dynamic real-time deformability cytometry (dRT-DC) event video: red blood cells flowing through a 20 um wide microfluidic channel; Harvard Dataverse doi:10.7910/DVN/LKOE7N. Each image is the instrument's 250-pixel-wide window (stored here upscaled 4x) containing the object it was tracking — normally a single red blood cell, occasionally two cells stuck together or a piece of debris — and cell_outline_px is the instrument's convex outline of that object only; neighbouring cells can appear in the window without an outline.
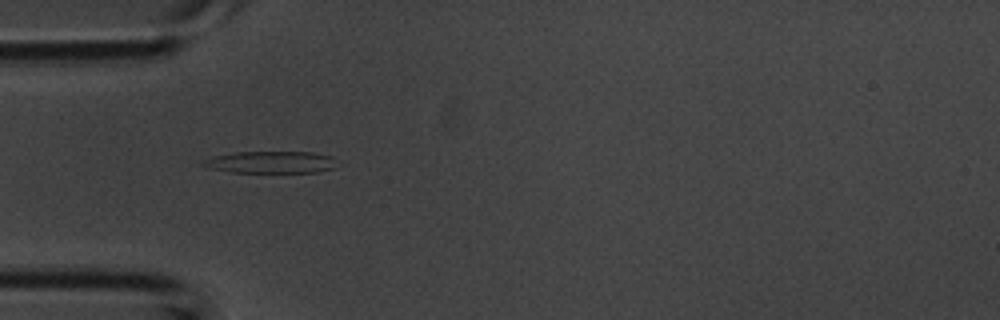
{"species": "common noctule bat (a hibernating species)", "species_latin": "Nyctalus noctula", "temperature_condition": "room temperature", "stored_images_in_passage": 28, "camera_frame_rate_fps": 3000, "um_per_image_px": 0.085, "animal": {"sex": "male", "body_mass_g": 20.1, "forearm_length_mm": 53.5}, "frame": {"image": 1, "passage_image": 1, "time_ms": 0.0, "image_size_px": [1000, 320], "cell_outline_px": [[336, 168], [320, 172], [232, 172], [212, 168], [200, 164], [204, 160], [212, 156], [236, 152], [312, 152], [332, 156]], "centroid_in_image_um": [23.05, 13.78], "position_along_channel_um": 62.0, "area_um2": 17.05}}
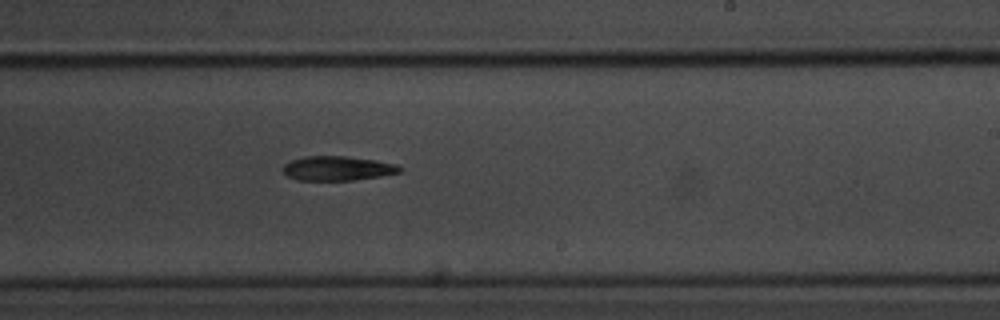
{"frame": {"image": 2, "passage_image": 14, "time_ms": 4.333, "image_size_px": [1000, 320], "cell_outline_px": [[404, 168], [400, 172], [380, 176], [352, 180], [300, 180], [288, 176], [284, 172], [284, 164], [292, 160], [304, 156], [344, 156], [376, 160], [396, 164]], "centroid_in_image_um": [28.72, 14.3], "position_along_channel_um": 260.3, "area_um2": 16.47}}
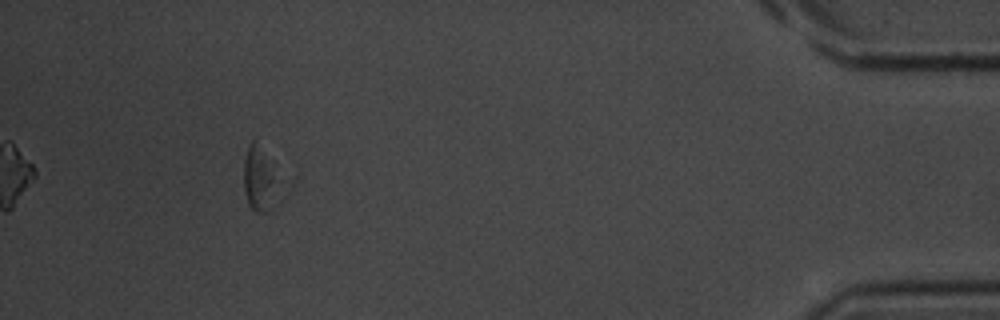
{"frame": {"image": 3, "passage_image": 28, "time_ms": 9.0, "image_size_px": [1000, 320], "cell_outline_px": [[296, 184], [280, 204], [268, 212], [256, 212], [248, 204], [244, 188], [244, 160], [248, 148], [252, 140], [256, 136], [296, 176]], "centroid_in_image_um": [22.58, 15.13], "position_along_channel_um": 412.6, "area_um2": 18.84}}